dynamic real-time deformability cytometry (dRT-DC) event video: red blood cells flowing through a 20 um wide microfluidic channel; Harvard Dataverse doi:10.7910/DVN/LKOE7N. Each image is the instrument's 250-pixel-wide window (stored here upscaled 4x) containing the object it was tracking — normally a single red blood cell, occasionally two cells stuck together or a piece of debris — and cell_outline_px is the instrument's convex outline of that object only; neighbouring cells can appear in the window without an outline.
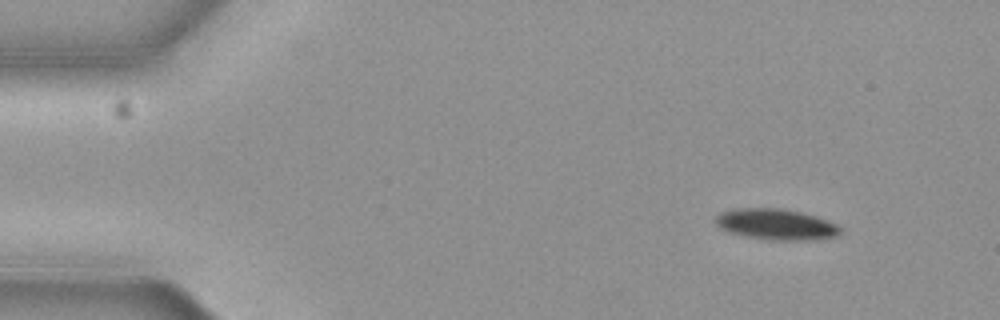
{"species": "common noctule bat (a hibernating species)", "species_latin": "Nyctalus noctula", "temperature_condition": "cold", "stored_images_in_passage": 3, "camera_frame_rate_fps": 3000, "um_per_image_px": 0.085, "animal": {"sex": "female", "body_mass_g": 19.3, "forearm_length_mm": 54.1}, "frame": {"image": 1, "passage_image": 1, "time_ms": 0.0, "image_size_px": [1000, 320], "cell_outline_px": [[844, 232], [840, 236], [816, 240], [772, 240], [748, 236], [728, 232], [720, 228], [712, 220], [716, 216], [724, 212], [740, 208], [780, 208], [800, 212], [816, 216], [828, 220], [836, 224]], "centroid_in_image_um": [66.03, 19.08], "position_along_channel_um": 19.0, "area_um2": 22.6}}
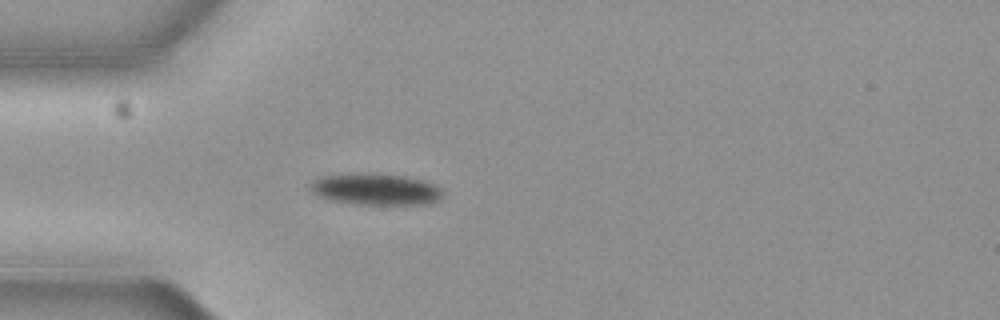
{"frame": {"image": 2, "passage_image": 3, "time_ms": 0.667, "image_size_px": [1000, 320], "cell_outline_px": [[444, 192], [440, 200], [428, 204], [352, 204], [328, 200], [316, 196], [308, 188], [312, 180], [320, 176], [404, 176], [420, 180], [432, 184], [440, 188]], "centroid_in_image_um": [31.91, 16.15], "position_along_channel_um": 53.1, "area_um2": 23.47}}